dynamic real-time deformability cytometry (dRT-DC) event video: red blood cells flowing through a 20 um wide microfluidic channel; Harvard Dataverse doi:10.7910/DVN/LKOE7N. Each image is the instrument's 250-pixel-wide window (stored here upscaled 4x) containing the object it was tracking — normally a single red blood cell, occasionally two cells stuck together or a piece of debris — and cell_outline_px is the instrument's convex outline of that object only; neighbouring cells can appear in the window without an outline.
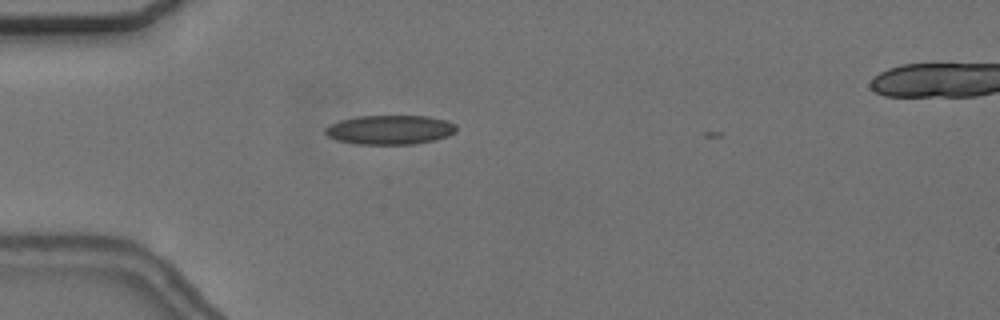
{"species": "common noctule bat (a hibernating species)", "species_latin": "Nyctalus noctula", "temperature_condition": "cold", "stored_images_in_passage": 39, "camera_frame_rate_fps": 3000, "um_per_image_px": 0.085, "animal": {"sex": "female", "body_mass_g": 24.6, "forearm_length_mm": 56.2}, "frame": {"image": 1, "passage_image": 5, "time_ms": 1.333, "image_size_px": [1000, 320], "cell_outline_px": [[456, 132], [448, 136], [436, 140], [412, 144], [356, 144], [336, 140], [328, 136], [324, 132], [324, 128], [340, 120], [356, 116], [428, 116], [444, 120], [456, 124]], "centroid_in_image_um": [33.14, 11.03], "position_along_channel_um": 51.9, "area_um2": 22.43}}
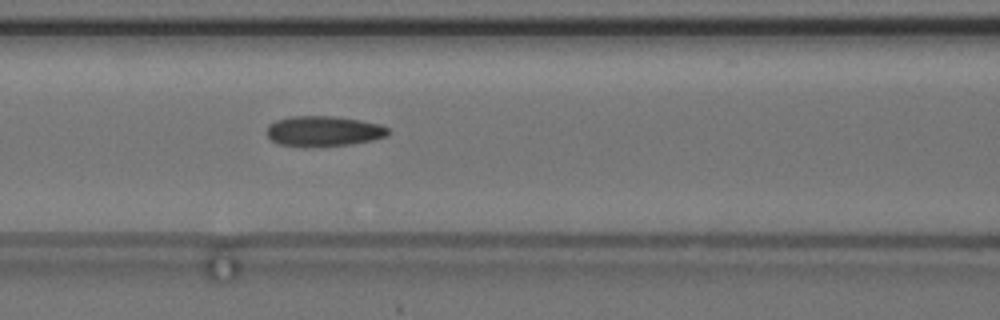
{"frame": {"image": 2, "passage_image": 13, "time_ms": 4.0, "image_size_px": [1000, 320], "cell_outline_px": [[392, 132], [388, 136], [372, 140], [352, 144], [308, 148], [280, 144], [272, 140], [264, 132], [268, 124], [276, 120], [292, 116], [332, 116], [360, 120], [380, 124], [388, 128]], "centroid_in_image_um": [27.5, 11.16], "position_along_channel_um": 139.1, "area_um2": 21.91}}
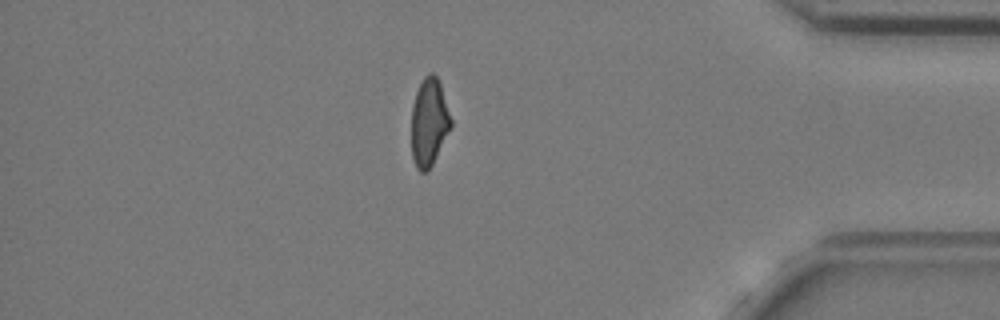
{"frame": {"image": 3, "passage_image": 37, "time_ms": 12.0, "image_size_px": [1000, 320], "cell_outline_px": [[452, 124], [428, 172], [420, 172], [416, 168], [412, 156], [412, 104], [416, 92], [424, 76], [428, 72], [432, 72], [436, 76], [440, 84], [452, 120]], "centroid_in_image_um": [36.46, 10.38], "position_along_channel_um": 398.7, "area_um2": 20.0}}